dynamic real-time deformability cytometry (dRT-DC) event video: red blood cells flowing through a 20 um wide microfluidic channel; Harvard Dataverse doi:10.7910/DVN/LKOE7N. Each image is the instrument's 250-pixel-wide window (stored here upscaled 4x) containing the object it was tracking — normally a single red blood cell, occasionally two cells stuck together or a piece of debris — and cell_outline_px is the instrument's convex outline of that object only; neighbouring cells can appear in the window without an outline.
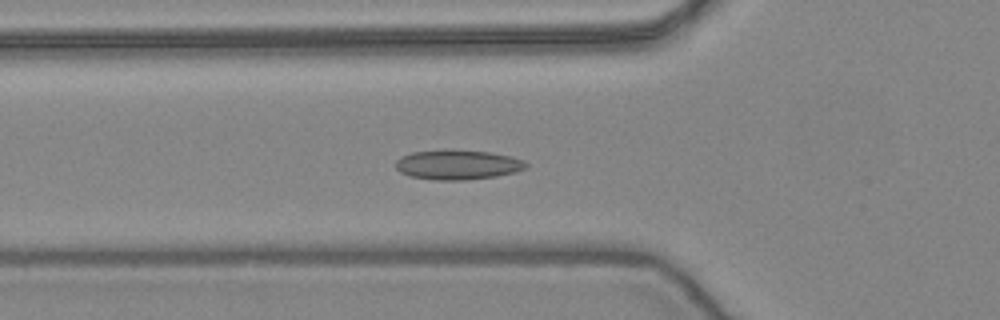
{"species": "common noctule bat (a hibernating species)", "species_latin": "Nyctalus noctula", "temperature_condition": "warm", "stored_images_in_passage": 54, "camera_frame_rate_fps": 3000, "um_per_image_px": 0.085, "animal": {"sex": "female", "body_mass_g": 24.6, "forearm_length_mm": 56.2}, "frame": {"image": 1, "passage_image": 19, "time_ms": 6.0, "image_size_px": [1000, 320], "cell_outline_px": [[528, 164], [524, 168], [516, 172], [496, 176], [464, 180], [436, 180], [412, 176], [400, 172], [396, 168], [396, 160], [412, 152], [452, 148], [488, 152], [512, 156], [524, 160]], "centroid_in_image_um": [38.92, 13.98], "position_along_channel_um": 86.9, "area_um2": 22.72}}
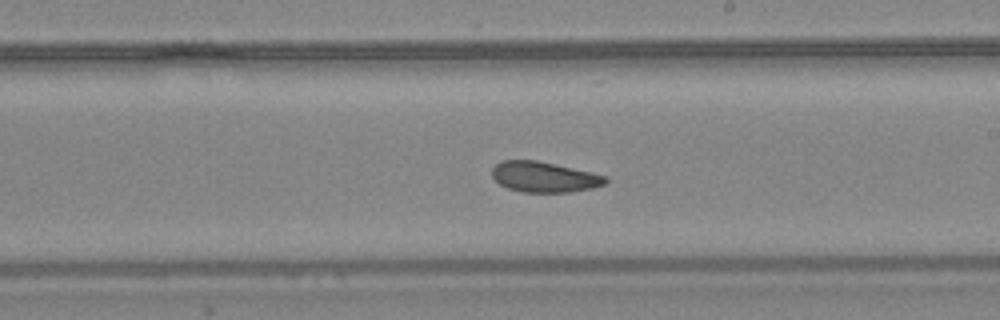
{"frame": {"image": 2, "passage_image": 31, "time_ms": 10.0, "image_size_px": [1000, 320], "cell_outline_px": [[608, 180], [604, 184], [592, 188], [568, 192], [520, 192], [508, 188], [500, 184], [492, 176], [492, 168], [500, 160], [536, 160], [592, 172], [608, 176]], "centroid_in_image_um": [46.25, 15.04], "position_along_channel_um": 242.7, "area_um2": 20.17}}
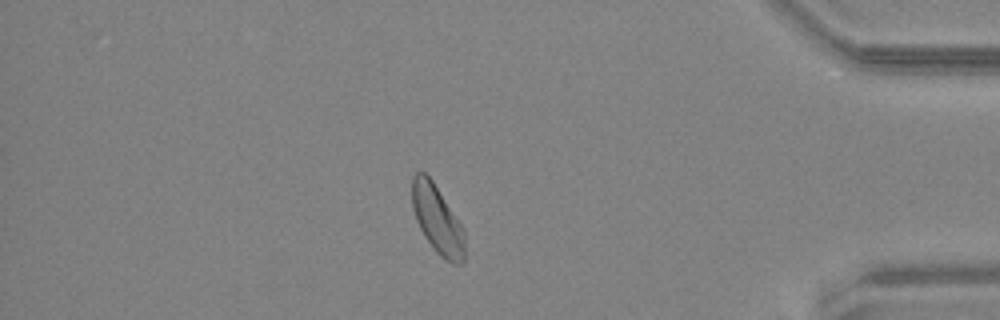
{"frame": {"image": 3, "passage_image": 46, "time_ms": 15.0, "image_size_px": [1000, 320], "cell_outline_px": [[464, 264], [452, 264], [444, 260], [436, 252], [424, 236], [416, 220], [412, 208], [412, 176], [416, 172], [424, 172], [432, 180], [464, 228]], "centroid_in_image_um": [37.17, 18.69], "position_along_channel_um": 398.0, "area_um2": 21.04}, "authors_computed_cell_mechanics": {"area_um2": 21.2704, "velocity_mm_per_s": 3.8771, "shape_relaxation_time_tau1_ms": null, "shape_relaxation_time_tau2_ms": 4.3879, "deformation_change_tau1": null, "deformation_change_tau2": 0.1051}}